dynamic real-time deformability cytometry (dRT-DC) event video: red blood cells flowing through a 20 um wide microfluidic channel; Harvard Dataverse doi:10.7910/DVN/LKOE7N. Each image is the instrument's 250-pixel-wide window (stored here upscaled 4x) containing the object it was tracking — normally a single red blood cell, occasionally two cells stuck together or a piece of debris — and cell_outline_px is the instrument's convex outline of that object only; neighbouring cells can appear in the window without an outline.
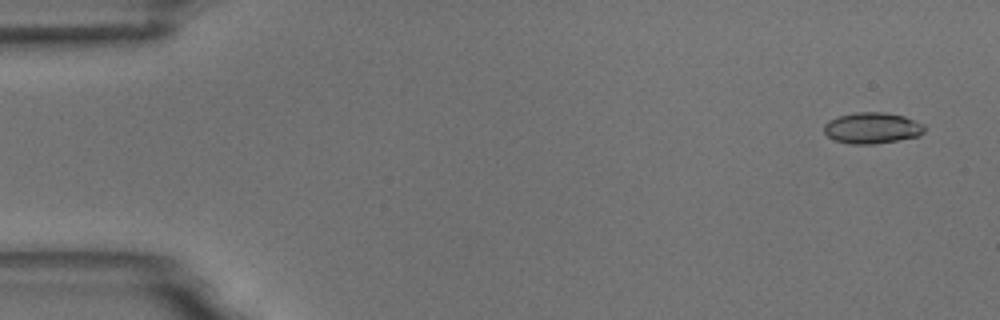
{"species": "common noctule bat (a hibernating species)", "species_latin": "Nyctalus noctula", "temperature_condition": "room temperature", "stored_images_in_passage": 5, "camera_frame_rate_fps": 3000, "um_per_image_px": 0.085, "animal": {"sex": "male", "body_mass_g": 18.8}, "frame": {"image": 1, "passage_image": 1, "time_ms": 0.0, "image_size_px": [1000, 320], "cell_outline_px": [[928, 128], [920, 136], [872, 144], [852, 144], [836, 140], [828, 136], [824, 132], [824, 124], [828, 120], [840, 116], [856, 112], [884, 112], [904, 116], [924, 124]], "centroid_in_image_um": [74.17, 10.87], "position_along_channel_um": 10.8, "area_um2": 18.21}}